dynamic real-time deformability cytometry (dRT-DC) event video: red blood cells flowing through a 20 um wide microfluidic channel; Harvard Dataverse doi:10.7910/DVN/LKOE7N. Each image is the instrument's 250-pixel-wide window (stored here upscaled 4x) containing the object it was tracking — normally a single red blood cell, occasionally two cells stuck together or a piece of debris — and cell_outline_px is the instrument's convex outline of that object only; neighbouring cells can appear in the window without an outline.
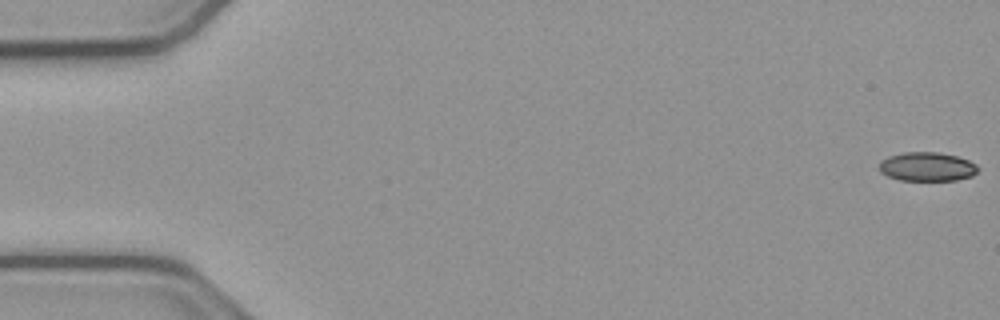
{"species": "common noctule bat (a hibernating species)", "species_latin": "Nyctalus noctula", "temperature_condition": "cold", "stored_images_in_passage": 54, "camera_frame_rate_fps": 3000, "um_per_image_px": 0.085, "animal": {"sex": "male", "body_mass_g": 23.1, "forearm_length_mm": 52.7}, "frame": {"image": 1, "passage_image": 1, "time_ms": 0.0, "image_size_px": [1000, 320], "cell_outline_px": [[980, 168], [972, 176], [956, 180], [900, 180], [888, 176], [880, 172], [880, 160], [888, 156], [904, 152], [936, 152], [956, 156], [968, 160], [976, 164]], "centroid_in_image_um": [78.8, 14.16], "position_along_channel_um": 6.2, "area_um2": 16.65}}
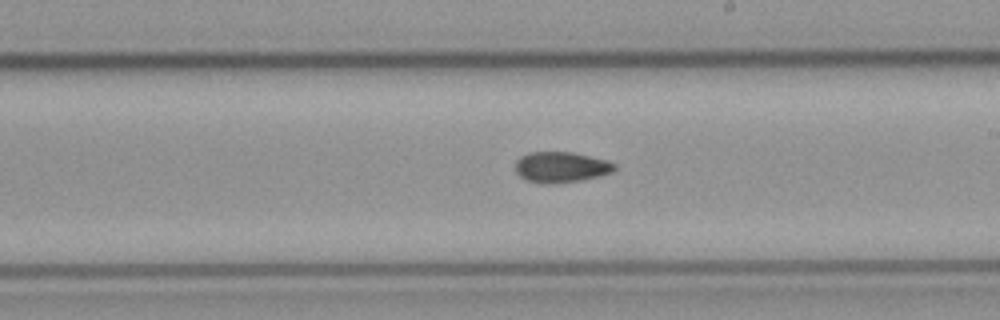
{"frame": {"image": 2, "passage_image": 31, "time_ms": 10.0, "image_size_px": [1000, 320], "cell_outline_px": [[616, 168], [612, 172], [580, 180], [544, 184], [528, 180], [520, 176], [516, 172], [516, 160], [520, 156], [528, 152], [572, 152], [608, 160], [616, 164]], "centroid_in_image_um": [47.68, 14.18], "position_along_channel_um": 241.3, "area_um2": 17.57}}
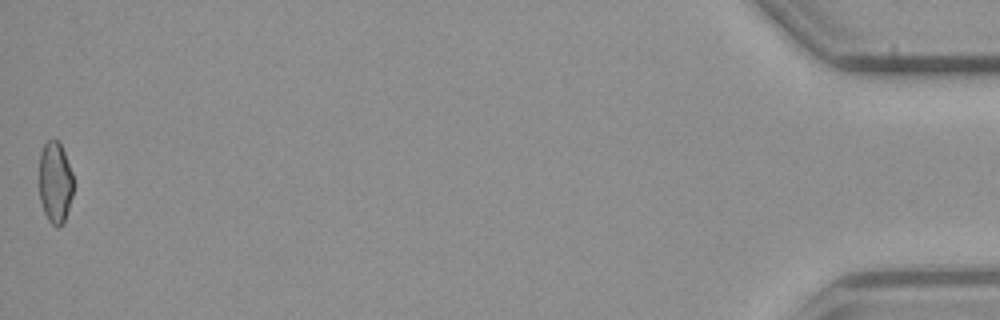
{"frame": {"image": 3, "passage_image": 54, "time_ms": 17.667, "image_size_px": [1000, 320], "cell_outline_px": [[72, 196], [64, 220], [60, 224], [52, 224], [48, 220], [44, 212], [40, 200], [40, 152], [44, 144], [48, 140], [56, 140], [60, 144], [64, 152], [72, 172]], "centroid_in_image_um": [4.67, 15.47], "position_along_channel_um": 430.5, "area_um2": 15.78}, "authors_computed_cell_mechanics": {"area_um2": 17.5712, "velocity_mm_per_s": 3.8369, "shape_relaxation_time_tau1_ms": null, "shape_relaxation_time_tau2_ms": 4.7228, "deformation_change_tau1": null, "deformation_change_tau2": 0.0956}}